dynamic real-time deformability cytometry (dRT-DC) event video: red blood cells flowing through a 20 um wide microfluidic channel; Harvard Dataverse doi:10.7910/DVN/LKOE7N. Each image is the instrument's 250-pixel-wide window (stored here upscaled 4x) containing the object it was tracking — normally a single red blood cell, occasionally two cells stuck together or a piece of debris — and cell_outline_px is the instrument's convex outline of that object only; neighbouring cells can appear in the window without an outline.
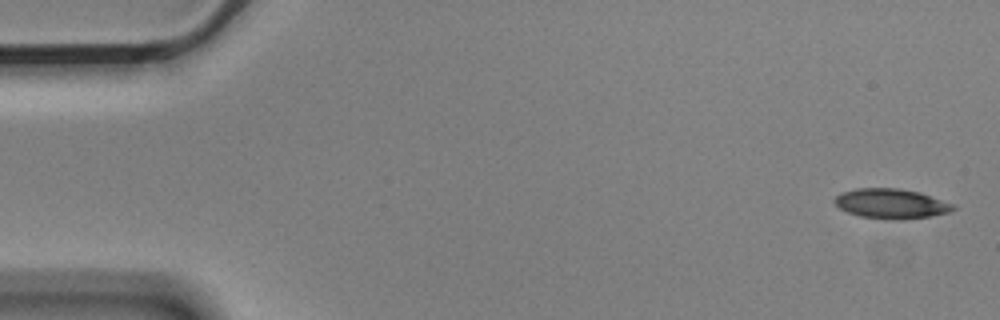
{"species": "Egyptian fruit bat (a non-hibernating species)", "species_latin": "Rousettus aegyptiacus", "temperature_condition": "cold", "stored_images_in_passage": 4, "camera_frame_rate_fps": 3000, "um_per_image_px": 0.085, "animal": {"sex": "male"}, "frame": {"image": 1, "passage_image": 1, "time_ms": 0.0, "image_size_px": [1000, 320], "cell_outline_px": [[956, 208], [952, 212], [904, 220], [884, 220], [860, 216], [848, 212], [840, 208], [832, 200], [836, 196], [844, 192], [856, 188], [896, 188], [920, 192], [956, 204]], "centroid_in_image_um": [75.79, 17.32], "position_along_channel_um": 9.2, "area_um2": 20.87}}